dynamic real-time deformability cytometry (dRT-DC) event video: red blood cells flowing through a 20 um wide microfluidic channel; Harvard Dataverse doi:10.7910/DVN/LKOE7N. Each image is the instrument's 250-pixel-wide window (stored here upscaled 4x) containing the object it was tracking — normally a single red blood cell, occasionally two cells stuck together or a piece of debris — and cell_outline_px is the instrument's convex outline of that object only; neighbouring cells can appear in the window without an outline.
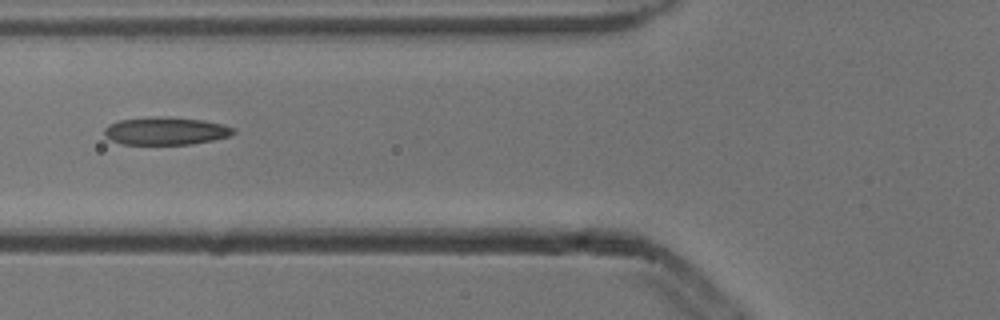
{"species": "common noctule bat (a hibernating species)", "species_latin": "Nyctalus noctula", "temperature_condition": "cold", "stored_images_in_passage": 5, "camera_frame_rate_fps": 3000, "um_per_image_px": 0.085, "animal": {"sex": "male", "body_mass_g": 13.3}, "frame": {"image": 1, "passage_image": 5, "time_ms": 1.333, "image_size_px": [1000, 320], "cell_outline_px": [[236, 132], [228, 136], [212, 140], [192, 144], [120, 144], [104, 136], [104, 128], [108, 124], [120, 120], [156, 116], [168, 116], [204, 120], [224, 124], [236, 128]], "centroid_in_image_um": [14.09, 11.12], "position_along_channel_um": 111.7, "area_um2": 21.1}}